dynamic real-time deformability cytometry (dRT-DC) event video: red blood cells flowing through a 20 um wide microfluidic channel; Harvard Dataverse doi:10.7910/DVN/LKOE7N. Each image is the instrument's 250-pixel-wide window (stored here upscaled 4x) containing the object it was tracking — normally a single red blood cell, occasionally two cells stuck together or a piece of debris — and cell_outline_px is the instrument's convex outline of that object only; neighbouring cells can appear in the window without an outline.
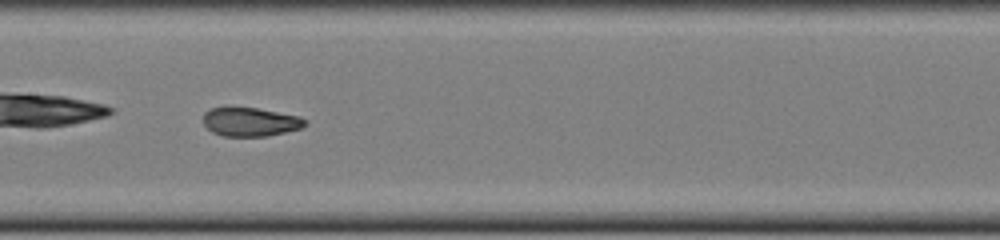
{"species": "common noctule bat (a hibernating species)", "species_latin": "Nyctalus noctula", "temperature_condition": "cold", "stored_images_in_passage": 34, "camera_frame_rate_fps": 3000, "um_per_image_px": 0.085, "animal": {"sex": "female", "body_mass_g": 22.0, "forearm_length_mm": 56.7}, "frame": {"image": 1, "passage_image": 10, "time_ms": 3.0, "image_size_px": [1000, 240], "cell_outline_px": [[308, 124], [304, 128], [268, 136], [224, 136], [212, 132], [204, 124], [204, 112], [212, 108], [224, 104], [228, 104], [256, 108], [300, 116], [308, 120]], "centroid_in_image_um": [21.29, 10.32], "position_along_channel_um": 186.1, "area_um2": 17.8}}
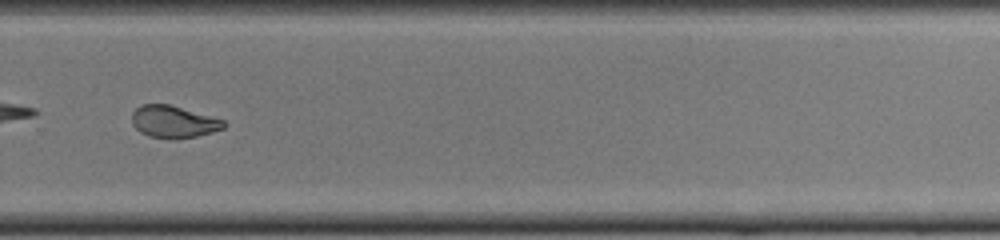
{"frame": {"image": 2, "passage_image": 20, "time_ms": 6.333, "image_size_px": [1000, 240], "cell_outline_px": [[228, 124], [224, 128], [212, 132], [196, 136], [172, 140], [148, 136], [140, 132], [132, 124], [132, 112], [140, 104], [168, 104], [224, 120]], "centroid_in_image_um": [14.73, 10.36], "position_along_channel_um": 315.1, "area_um2": 17.28}}